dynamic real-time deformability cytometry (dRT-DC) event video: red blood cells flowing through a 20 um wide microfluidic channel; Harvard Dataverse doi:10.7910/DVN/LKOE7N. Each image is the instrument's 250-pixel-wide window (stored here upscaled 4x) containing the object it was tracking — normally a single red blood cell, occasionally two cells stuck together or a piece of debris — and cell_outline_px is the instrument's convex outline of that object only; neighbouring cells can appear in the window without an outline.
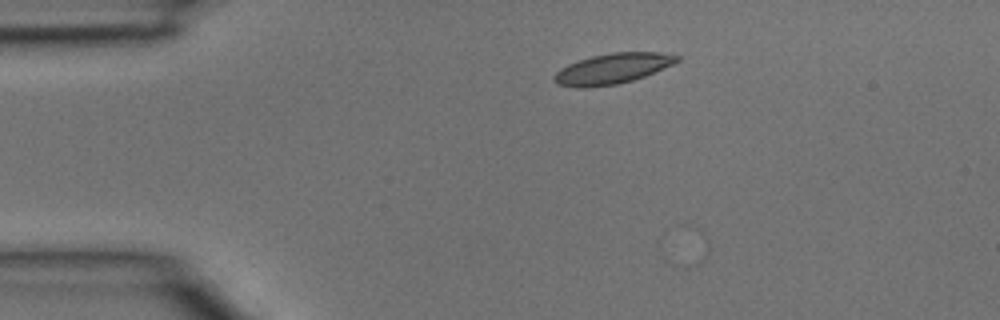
{"species": "common noctule bat (a hibernating species)", "species_latin": "Nyctalus noctula", "temperature_condition": "room temperature", "stored_images_in_passage": 3, "camera_frame_rate_fps": 3000, "um_per_image_px": 0.085, "animal": {"sex": "male", "body_mass_g": 15.6}, "frame": {"image": 1, "passage_image": 2, "time_ms": 0.333, "image_size_px": [1000, 320], "cell_outline_px": [[680, 60], [672, 64], [644, 76], [632, 80], [616, 84], [584, 88], [576, 88], [556, 84], [552, 80], [552, 76], [560, 68], [568, 64], [592, 56], [612, 52], [656, 52], [680, 56]], "centroid_in_image_um": [51.99, 5.84], "position_along_channel_um": 33.0, "area_um2": 21.68}}